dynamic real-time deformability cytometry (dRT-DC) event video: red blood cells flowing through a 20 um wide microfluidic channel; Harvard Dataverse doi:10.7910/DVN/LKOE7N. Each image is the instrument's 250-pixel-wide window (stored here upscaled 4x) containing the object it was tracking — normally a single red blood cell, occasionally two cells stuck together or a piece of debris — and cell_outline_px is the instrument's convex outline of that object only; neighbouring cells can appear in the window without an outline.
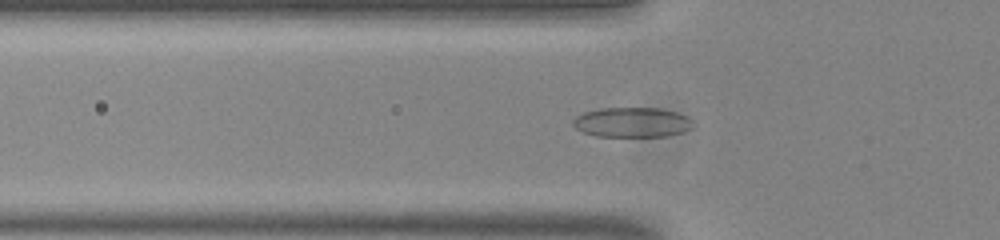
{"species": "common noctule bat (a hibernating species)", "species_latin": "Nyctalus noctula", "temperature_condition": "room temperature", "stored_images_in_passage": 53, "camera_frame_rate_fps": 3000, "um_per_image_px": 0.085, "animal": {"sex": "male", "body_mass_g": 20.0, "forearm_length_mm": 53.3}, "frame": {"image": 1, "passage_image": 17, "time_ms": 5.333, "image_size_px": [1000, 240], "cell_outline_px": [[692, 128], [684, 132], [668, 136], [596, 136], [584, 132], [576, 128], [572, 124], [572, 120], [576, 116], [584, 112], [600, 108], [660, 108], [676, 112], [688, 116], [692, 120]], "centroid_in_image_um": [53.74, 10.39], "position_along_channel_um": 72.1, "area_um2": 20.98}}
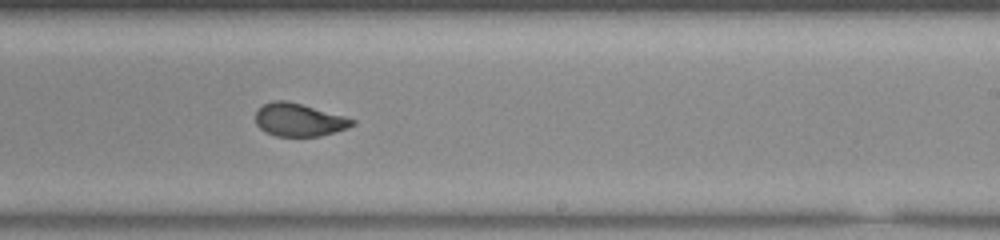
{"frame": {"image": 2, "passage_image": 32, "time_ms": 10.333, "image_size_px": [1000, 240], "cell_outline_px": [[356, 124], [348, 128], [320, 136], [276, 136], [264, 132], [256, 124], [256, 112], [264, 104], [272, 100], [288, 100], [344, 116], [356, 120]], "centroid_in_image_um": [25.41, 10.19], "position_along_channel_um": 263.6, "area_um2": 18.61}}
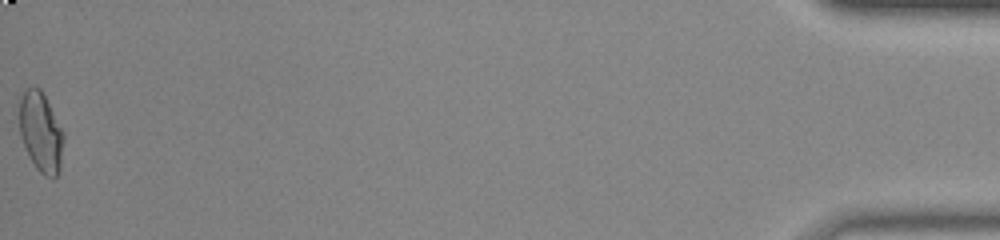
{"frame": {"image": 3, "passage_image": 53, "time_ms": 17.333, "image_size_px": [1000, 240], "cell_outline_px": [[64, 136], [60, 168], [56, 176], [52, 180], [44, 176], [36, 168], [28, 156], [20, 136], [20, 100], [24, 92], [28, 88], [40, 88], [64, 132]], "centroid_in_image_um": [3.48, 11.29], "position_along_channel_um": 431.7, "area_um2": 20.46}, "authors_computed_cell_mechanics": {"area_um2": 19.7098, "velocity_mm_per_s": 3.8217, "shape_relaxation_time_tau1_ms": 10.2479, "shape_relaxation_time_tau2_ms": 0.7849, "deformation_change_tau1": 0.2372, "deformation_change_tau2": 0.0552}}